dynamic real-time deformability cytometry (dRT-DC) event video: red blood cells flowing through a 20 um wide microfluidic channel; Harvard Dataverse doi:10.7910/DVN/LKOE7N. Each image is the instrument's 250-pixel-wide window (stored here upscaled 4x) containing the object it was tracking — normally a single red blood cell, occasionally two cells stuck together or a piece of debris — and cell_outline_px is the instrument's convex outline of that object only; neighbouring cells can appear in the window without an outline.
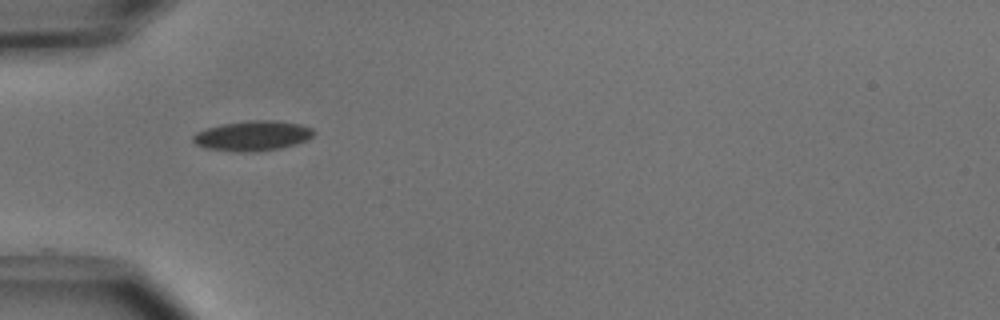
{"species": "common noctule bat (a hibernating species)", "species_latin": "Nyctalus noctula", "temperature_condition": "cold", "stored_images_in_passage": 35, "camera_frame_rate_fps": 3000, "um_per_image_px": 0.085, "animal": {"sex": "male", "body_mass_g": 15.6}, "frame": {"image": 1, "passage_image": 1, "time_ms": 0.0, "image_size_px": [1000, 320], "cell_outline_px": [[312, 136], [308, 140], [296, 144], [280, 148], [252, 152], [240, 152], [204, 148], [196, 144], [192, 140], [192, 136], [196, 132], [208, 128], [224, 124], [248, 120], [276, 120], [300, 124], [312, 128]], "centroid_in_image_um": [21.46, 11.54], "position_along_channel_um": 63.5, "area_um2": 21.04}}
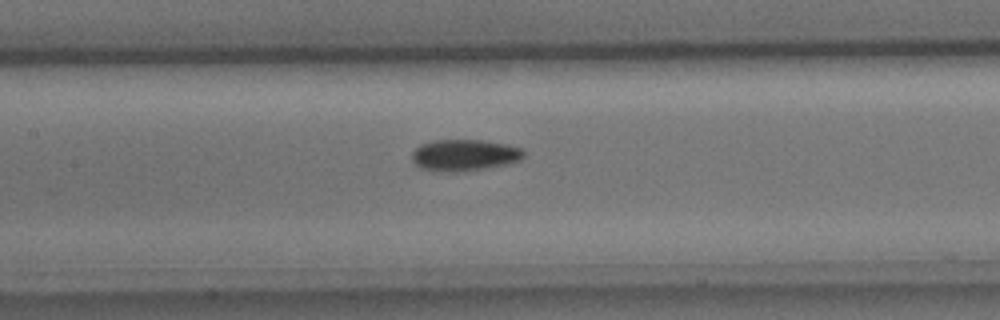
{"frame": {"image": 2, "passage_image": 9, "time_ms": 2.667, "image_size_px": [1000, 320], "cell_outline_px": [[524, 156], [520, 160], [508, 164], [484, 168], [456, 172], [448, 172], [420, 168], [412, 160], [412, 152], [420, 144], [432, 140], [480, 140], [504, 144], [524, 148]], "centroid_in_image_um": [39.47, 13.18], "position_along_channel_um": 167.9, "area_um2": 20.46}}
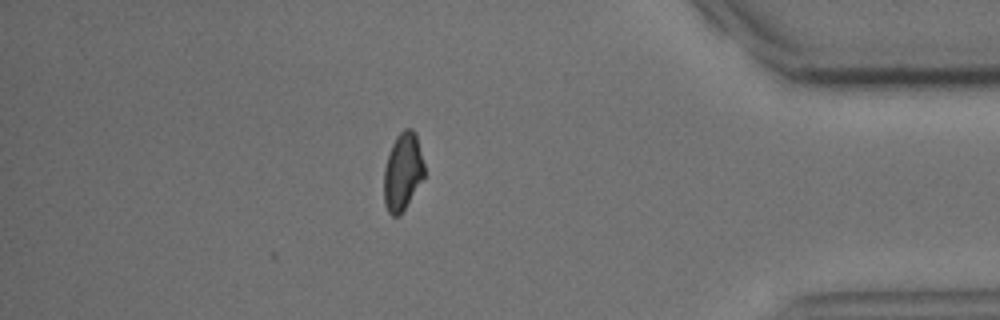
{"frame": {"image": 3, "passage_image": 29, "time_ms": 9.333, "image_size_px": [1000, 320], "cell_outline_px": [[424, 176], [400, 216], [392, 216], [388, 212], [384, 204], [384, 168], [392, 144], [396, 136], [404, 128], [412, 128], [416, 132], [424, 164]], "centroid_in_image_um": [34.22, 14.58], "position_along_channel_um": 401.0, "area_um2": 18.26}, "authors_computed_cell_mechanics": {"area_um2": 19.1318, "velocity_mm_per_s": 3.9792, "shape_relaxation_time_tau1_ms": 4.7948, "shape_relaxation_time_tau2_ms": null, "deformation_change_tau1": 0.107, "deformation_change_tau2": null}}